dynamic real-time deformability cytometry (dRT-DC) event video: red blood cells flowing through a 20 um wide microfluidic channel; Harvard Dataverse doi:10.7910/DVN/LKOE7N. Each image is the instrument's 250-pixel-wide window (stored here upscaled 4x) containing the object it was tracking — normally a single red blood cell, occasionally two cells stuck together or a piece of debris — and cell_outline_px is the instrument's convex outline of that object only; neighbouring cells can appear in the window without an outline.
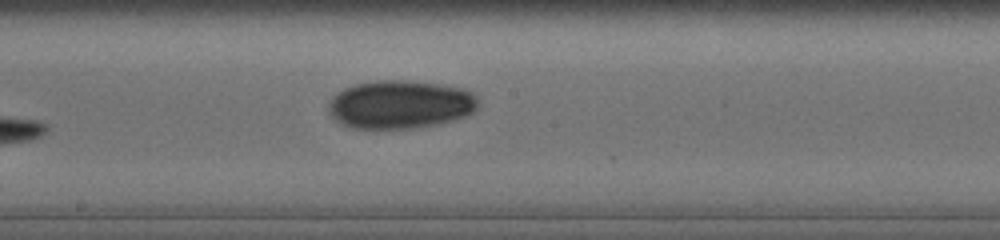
{"species": "human", "species_latin": "Homo sapiens", "temperature_condition": "cold", "stored_images_in_passage": 16, "camera_frame_rate_fps": 3000, "um_per_image_px": 0.085, "donor": {"sex": "male"}, "frame": {"image": 1, "passage_image": 16, "time_ms": 9.333, "image_size_px": [1000, 240], "cell_outline_px": [[476, 108], [472, 112], [464, 116], [452, 120], [436, 124], [412, 128], [352, 128], [336, 120], [328, 112], [328, 104], [332, 96], [344, 88], [356, 84], [376, 80], [400, 80], [436, 84], [460, 88], [472, 92], [476, 96]], "centroid_in_image_um": [33.97, 8.88], "position_along_channel_um": 214.2, "area_um2": 41.67}}